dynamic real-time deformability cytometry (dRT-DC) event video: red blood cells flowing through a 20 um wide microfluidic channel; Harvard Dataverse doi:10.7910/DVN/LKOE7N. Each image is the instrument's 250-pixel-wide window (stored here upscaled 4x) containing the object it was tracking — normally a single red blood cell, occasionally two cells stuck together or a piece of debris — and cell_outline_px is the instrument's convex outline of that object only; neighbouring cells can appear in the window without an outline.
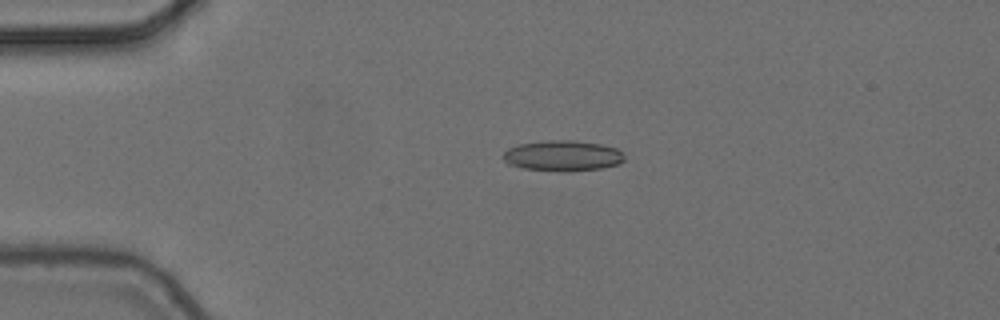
{"species": "common noctule bat (a hibernating species)", "species_latin": "Nyctalus noctula", "temperature_condition": "cold", "stored_images_in_passage": 3, "camera_frame_rate_fps": 3000, "um_per_image_px": 0.085, "animal": {"sex": "female", "body_mass_g": 24.6, "forearm_length_mm": 56.2}, "frame": {"image": 1, "passage_image": 2, "time_ms": 0.333, "image_size_px": [1000, 320], "cell_outline_px": [[624, 160], [620, 164], [600, 168], [568, 172], [564, 172], [520, 168], [508, 164], [500, 156], [508, 148], [520, 144], [544, 140], [572, 140], [600, 144], [616, 148], [624, 152]], "centroid_in_image_um": [47.81, 13.24], "position_along_channel_um": 37.2, "area_um2": 21.96}}